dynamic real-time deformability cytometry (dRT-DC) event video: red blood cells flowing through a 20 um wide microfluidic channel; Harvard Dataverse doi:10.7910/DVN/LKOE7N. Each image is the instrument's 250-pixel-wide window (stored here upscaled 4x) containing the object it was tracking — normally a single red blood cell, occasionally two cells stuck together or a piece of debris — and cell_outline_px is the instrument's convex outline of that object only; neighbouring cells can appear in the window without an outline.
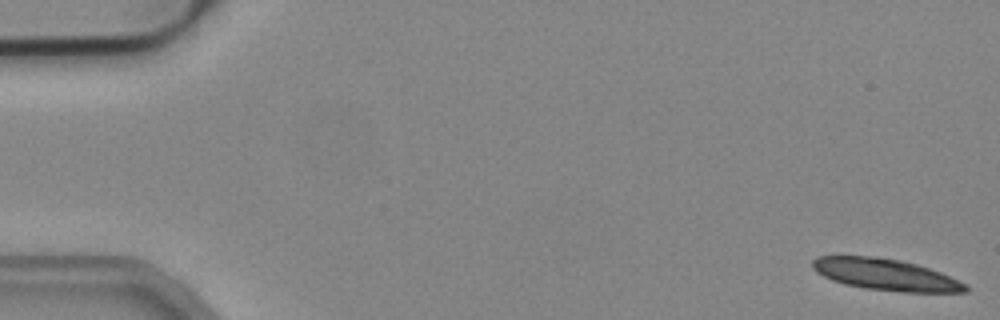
{"species": "common noctule bat (a hibernating species)", "species_latin": "Nyctalus noctula", "temperature_condition": "cold", "stored_images_in_passage": 29, "camera_frame_rate_fps": 3000, "um_per_image_px": 0.085, "animal": {"sex": "male", "body_mass_g": 19.2, "forearm_length_mm": 51.8}, "frame": {"image": 1, "passage_image": 1, "time_ms": 0.0, "image_size_px": [1000, 320], "cell_outline_px": [[968, 292], [904, 292], [864, 288], [844, 284], [832, 280], [816, 272], [812, 268], [812, 260], [816, 256], [876, 256], [900, 260], [916, 264], [940, 272], [968, 284]], "centroid_in_image_um": [75.27, 23.34], "position_along_channel_um": 9.7, "area_um2": 28.15}}
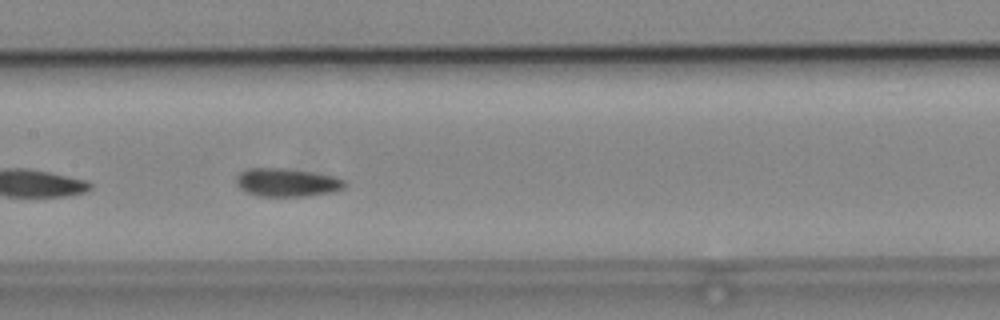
{"frame": {"image": 2, "passage_image": 26, "time_ms": 8.333, "image_size_px": [1000, 320], "cell_outline_px": [[344, 188], [332, 192], [308, 196], [260, 196], [244, 192], [236, 184], [236, 176], [240, 172], [248, 168], [284, 168], [336, 176], [344, 180]], "centroid_in_image_um": [24.36, 15.51], "position_along_channel_um": 183.0, "area_um2": 17.92}}